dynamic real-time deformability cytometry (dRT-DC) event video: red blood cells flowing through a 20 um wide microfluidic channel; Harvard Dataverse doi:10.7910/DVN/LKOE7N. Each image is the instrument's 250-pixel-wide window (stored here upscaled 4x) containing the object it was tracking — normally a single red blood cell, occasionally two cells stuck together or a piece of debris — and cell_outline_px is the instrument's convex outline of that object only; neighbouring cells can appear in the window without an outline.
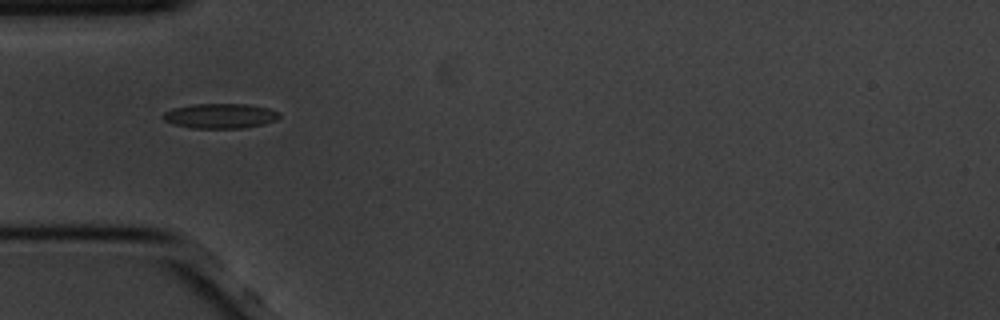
{"species": "common noctule bat (a hibernating species)", "species_latin": "Nyctalus noctula", "temperature_condition": "cold", "stored_images_in_passage": 43, "camera_frame_rate_fps": 3000, "um_per_image_px": 0.085, "animal": {"sex": "male", "body_mass_g": 20.1, "forearm_length_mm": 53.5}, "frame": {"image": 1, "passage_image": 3, "time_ms": 0.667, "image_size_px": [1000, 320], "cell_outline_px": [[280, 116], [276, 120], [264, 124], [240, 128], [192, 128], [172, 124], [164, 120], [164, 112], [172, 108], [192, 104], [248, 104], [268, 108], [280, 112]], "centroid_in_image_um": [18.72, 9.85], "position_along_channel_um": 66.3, "area_um2": 16.88}}
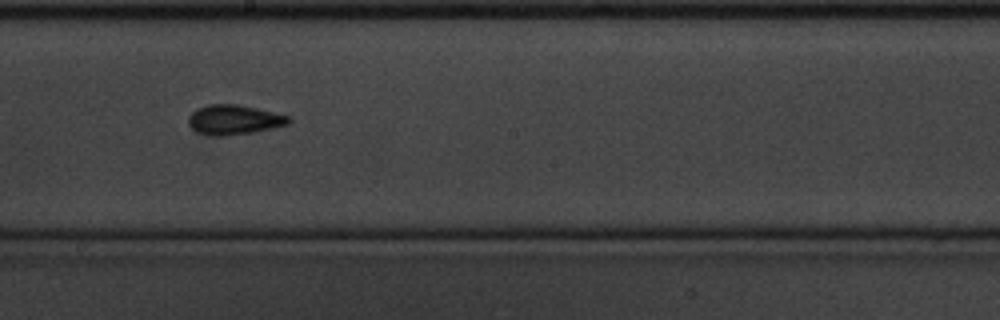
{"frame": {"image": 2, "passage_image": 17, "time_ms": 5.333, "image_size_px": [1000, 320], "cell_outline_px": [[292, 120], [288, 124], [252, 132], [224, 136], [216, 136], [196, 132], [188, 124], [188, 116], [196, 108], [208, 104], [236, 104], [256, 108], [292, 116]], "centroid_in_image_um": [19.88, 10.17], "position_along_channel_um": 228.3, "area_um2": 17.4}}
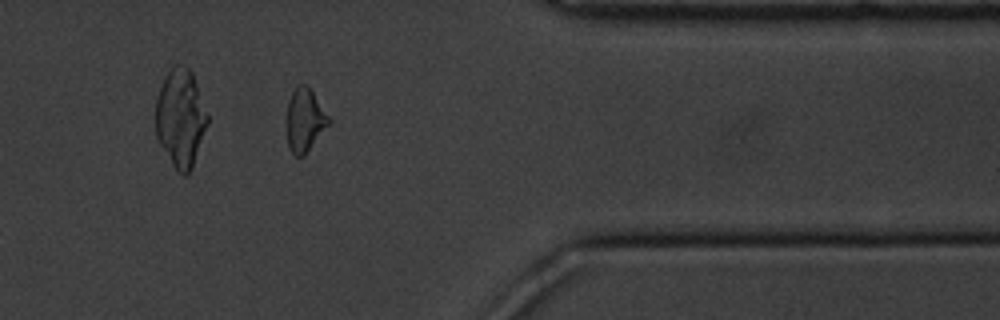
{"frame": {"image": 3, "passage_image": 32, "time_ms": 10.333, "image_size_px": [1000, 320], "cell_outline_px": [[332, 124], [304, 156], [296, 156], [288, 148], [288, 100], [296, 84], [308, 84], [332, 120]], "centroid_in_image_um": [25.97, 10.2], "position_along_channel_um": 385.4, "area_um2": 15.84}, "authors_computed_cell_mechanics": {"area_um2": 16.473, "velocity_mm_per_s": 3.4595, "shape_relaxation_time_tau1_ms": 2.7425, "shape_relaxation_time_tau2_ms": 5.0018, "deformation_change_tau1": 0.0971, "deformation_change_tau2": 0.1107}}